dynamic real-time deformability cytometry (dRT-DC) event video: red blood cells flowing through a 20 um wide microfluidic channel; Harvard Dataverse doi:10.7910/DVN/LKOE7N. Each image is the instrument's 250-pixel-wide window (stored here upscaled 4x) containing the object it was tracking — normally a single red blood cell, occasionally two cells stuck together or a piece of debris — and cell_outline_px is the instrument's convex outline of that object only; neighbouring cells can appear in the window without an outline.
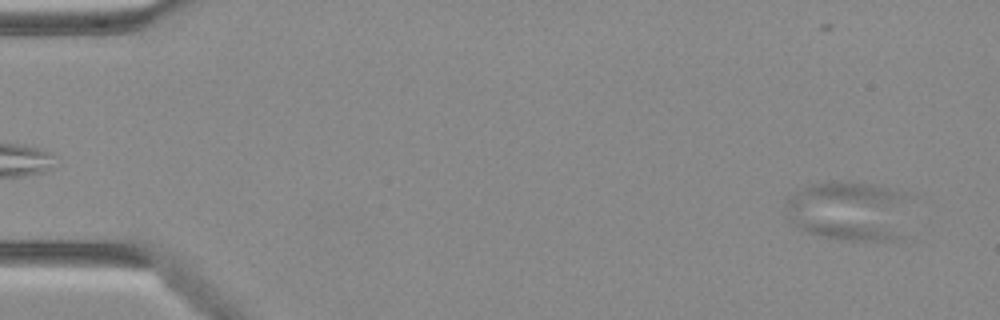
{"species": "Egyptian fruit bat (a non-hibernating species)", "species_latin": "Rousettus aegyptiacus", "temperature_condition": "warm", "stored_images_in_passage": 49, "camera_frame_rate_fps": 3000, "um_per_image_px": 0.085, "animal": {"sex": "female"}, "frame": {"image": 1, "passage_image": 3, "time_ms": 0.667, "image_size_px": [1000, 320], "cell_outline_px": [[908, 196], [904, 236], [896, 240], [852, 240], [824, 236], [808, 232], [784, 220], [784, 200], [788, 196], [812, 184], [828, 180], [872, 184], [904, 192]], "centroid_in_image_um": [72.12, 17.92], "position_along_channel_um": 12.9, "area_um2": 44.04}}
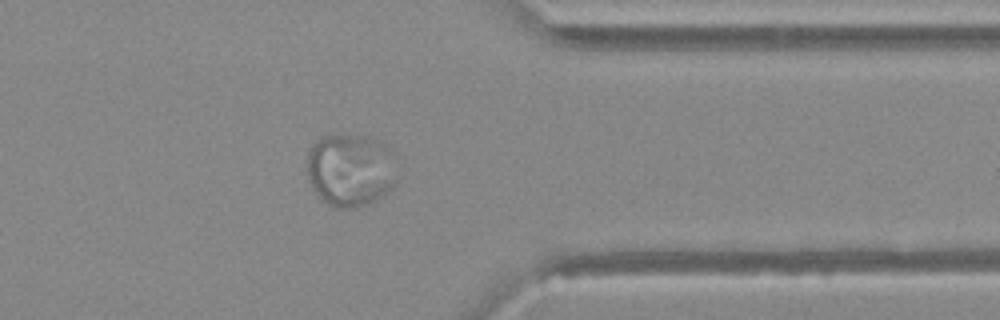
{"frame": {"image": 2, "passage_image": 40, "time_ms": 13.0, "image_size_px": [1000, 320], "cell_outline_px": [[400, 180], [388, 192], [376, 200], [368, 204], [356, 208], [340, 208], [328, 204], [312, 188], [308, 176], [308, 152], [312, 144], [320, 136], [364, 136], [376, 140], [384, 144]], "centroid_in_image_um": [29.78, 14.48], "position_along_channel_um": 381.6, "area_um2": 37.97}}
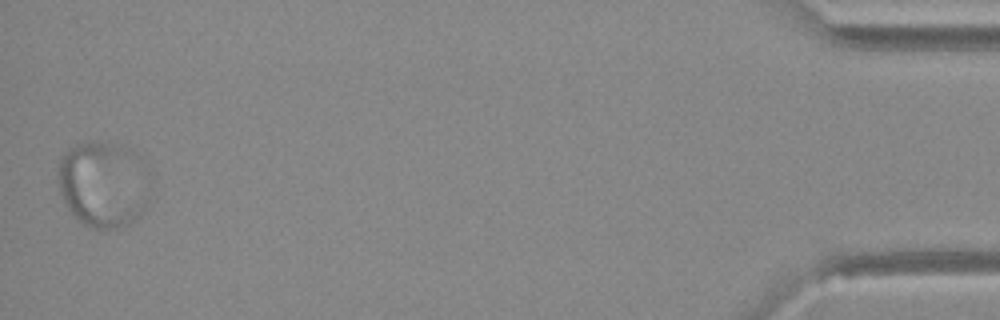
{"frame": {"image": 3, "passage_image": 49, "time_ms": 16.0, "image_size_px": [1000, 320], "cell_outline_px": [[144, 204], [140, 212], [128, 224], [116, 228], [92, 228], [84, 224], [68, 208], [60, 192], [56, 176], [60, 160], [68, 148], [76, 144], [92, 140], [100, 140], [132, 148], [144, 160]], "centroid_in_image_um": [8.69, 15.58], "position_along_channel_um": 426.5, "area_um2": 45.6}}